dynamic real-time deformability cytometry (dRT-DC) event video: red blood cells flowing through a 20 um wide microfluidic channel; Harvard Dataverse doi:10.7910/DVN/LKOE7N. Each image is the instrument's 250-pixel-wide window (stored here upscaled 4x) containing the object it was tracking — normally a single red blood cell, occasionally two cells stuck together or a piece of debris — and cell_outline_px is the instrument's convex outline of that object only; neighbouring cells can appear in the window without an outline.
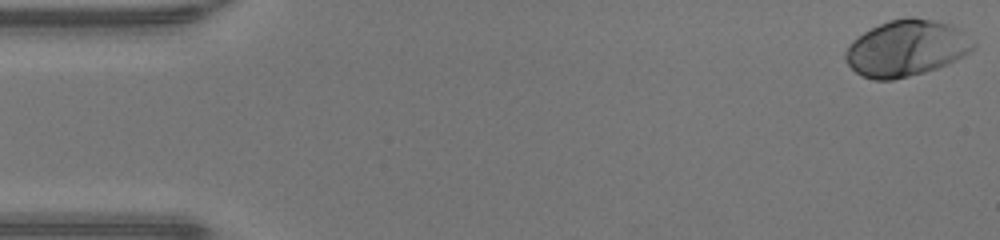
{"species": "human", "species_latin": "Homo sapiens", "temperature_condition": "warm", "stored_images_in_passage": 48, "camera_frame_rate_fps": 3000, "um_per_image_px": 0.085, "donor": {"sex": "male"}, "frame": {"image": 1, "passage_image": 1, "time_ms": 0.0, "image_size_px": [1000, 240], "cell_outline_px": [[976, 44], [964, 56], [956, 60], [936, 68], [924, 72], [892, 80], [872, 80], [860, 76], [848, 64], [844, 56], [844, 52], [852, 40], [864, 32], [888, 20], [908, 16], [912, 16], [952, 24], [964, 32]], "centroid_in_image_um": [77.01, 4.09], "position_along_channel_um": 8.0, "area_um2": 41.85}}
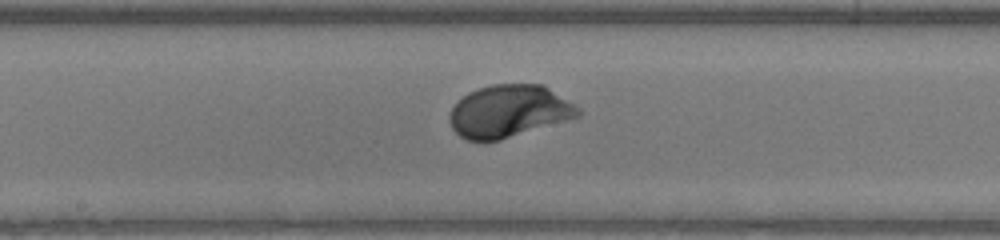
{"frame": {"image": 2, "passage_image": 25, "time_ms": 8.0, "image_size_px": [1000, 240], "cell_outline_px": [[580, 116], [568, 120], [500, 140], [468, 140], [460, 136], [452, 128], [448, 120], [448, 116], [456, 100], [468, 92], [492, 84], [544, 84], [580, 108]], "centroid_in_image_um": [43.24, 9.44], "position_along_channel_um": 205.0, "area_um2": 39.3}}
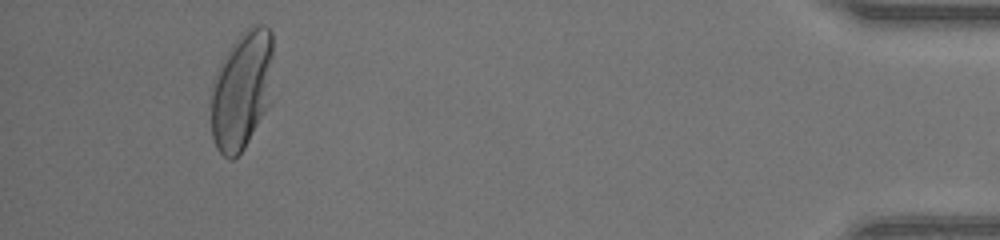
{"frame": {"image": 3, "passage_image": 45, "time_ms": 14.667, "image_size_px": [1000, 240], "cell_outline_px": [[272, 56], [264, 112], [244, 148], [232, 160], [228, 160], [216, 148], [212, 136], [212, 92], [216, 72], [224, 56], [232, 44], [252, 24], [264, 24], [272, 32]], "centroid_in_image_um": [20.51, 7.65], "position_along_channel_um": 414.7, "area_um2": 41.5}, "authors_computed_cell_mechanics": {"area_um2": 39.593, "velocity_mm_per_s": 4.2556, "shape_relaxation_time_tau1_ms": 1.7374, "shape_relaxation_time_tau2_ms": null, "deformation_change_tau1": 0.1598, "deformation_change_tau2": null}}